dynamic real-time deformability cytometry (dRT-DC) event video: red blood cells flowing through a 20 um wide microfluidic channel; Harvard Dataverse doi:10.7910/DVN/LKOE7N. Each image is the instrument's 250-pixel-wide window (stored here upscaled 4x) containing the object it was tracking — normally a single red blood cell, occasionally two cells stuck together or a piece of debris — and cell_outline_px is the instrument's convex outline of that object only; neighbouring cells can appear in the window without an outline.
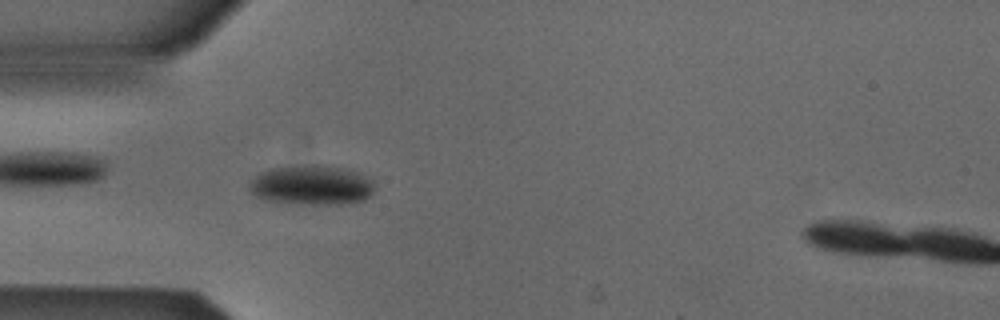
{"species": "Egyptian fruit bat (a non-hibernating species)", "species_latin": "Rousettus aegyptiacus", "temperature_condition": "cold", "stored_images_in_passage": 52, "camera_frame_rate_fps": 3000, "um_per_image_px": 0.085, "animal": {"sex": "male"}, "frame": {"image": 1, "passage_image": 15, "time_ms": 4.667, "image_size_px": [1000, 320], "cell_outline_px": [[376, 188], [372, 196], [364, 200], [352, 204], [300, 204], [264, 200], [256, 196], [248, 188], [248, 184], [260, 172], [268, 168], [312, 164], [324, 164], [356, 172], [372, 180], [376, 184]], "centroid_in_image_um": [26.52, 15.74], "position_along_channel_um": 58.5, "area_um2": 29.54}}
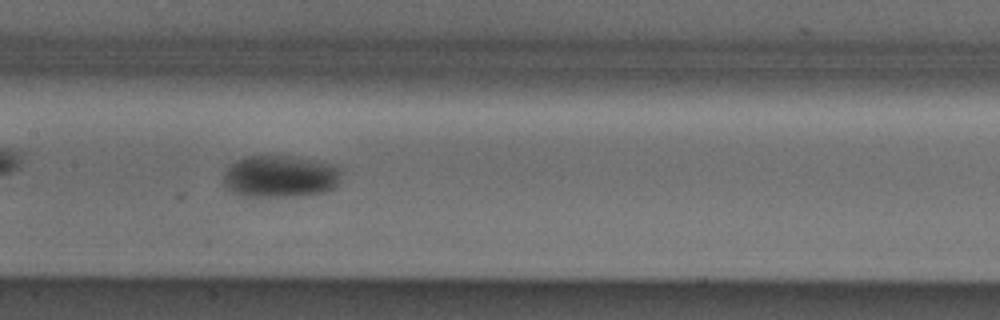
{"frame": {"image": 2, "passage_image": 25, "time_ms": 8.0, "image_size_px": [1000, 320], "cell_outline_px": [[340, 180], [336, 188], [324, 192], [304, 196], [240, 196], [232, 192], [224, 184], [224, 172], [236, 160], [248, 156], [296, 156], [336, 164], [340, 168]], "centroid_in_image_um": [23.87, 14.99], "position_along_channel_um": 183.5, "area_um2": 29.3}}
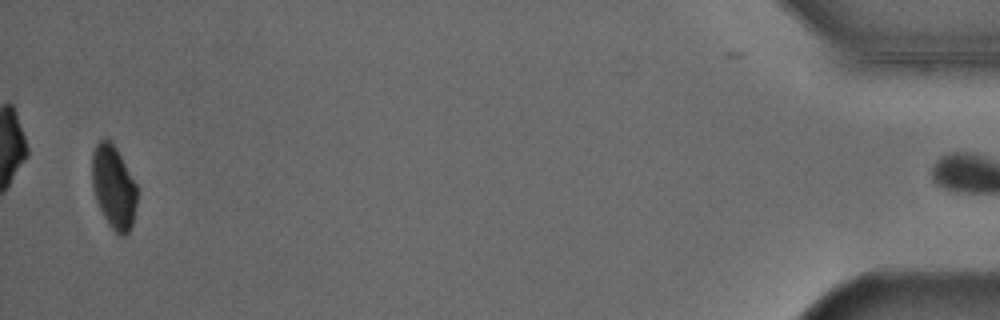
{"frame": {"image": 3, "passage_image": 51, "time_ms": 16.667, "image_size_px": [1000, 320], "cell_outline_px": [[136, 204], [132, 224], [128, 232], [124, 236], [120, 236], [108, 224], [96, 200], [92, 184], [92, 152], [96, 144], [100, 140], [108, 140], [116, 148], [136, 184]], "centroid_in_image_um": [9.64, 15.91], "position_along_channel_um": 425.6, "area_um2": 21.44}, "authors_computed_cell_mechanics": {"area_um2": 26.01, "velocity_mm_per_s": 3.8542, "shape_relaxation_time_tau1_ms": 3.6237, "shape_relaxation_time_tau2_ms": null, "deformation_change_tau1": 0.0579, "deformation_change_tau2": null}}